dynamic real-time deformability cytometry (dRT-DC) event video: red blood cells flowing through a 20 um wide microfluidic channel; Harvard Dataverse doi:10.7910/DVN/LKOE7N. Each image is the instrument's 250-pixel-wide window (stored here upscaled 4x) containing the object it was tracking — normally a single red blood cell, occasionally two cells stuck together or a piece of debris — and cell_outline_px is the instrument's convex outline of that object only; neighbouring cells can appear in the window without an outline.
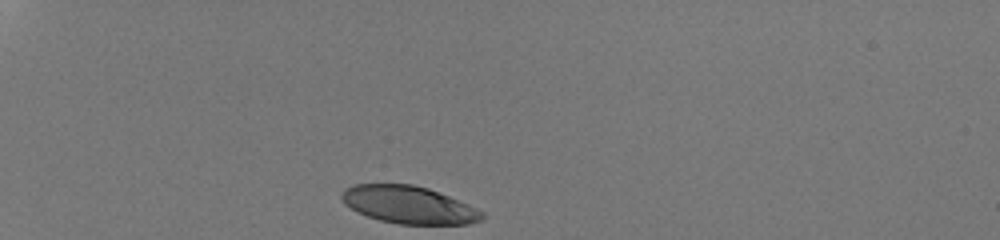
{"species": "human", "species_latin": "Homo sapiens", "temperature_condition": "room temperature", "stored_images_in_passage": 31, "camera_frame_rate_fps": 3000, "um_per_image_px": 0.085, "donor": {"sex": "male"}, "frame": {"image": 1, "passage_image": 1, "time_ms": 0.0, "image_size_px": [1000, 240], "cell_outline_px": [[484, 216], [480, 220], [468, 224], [396, 224], [380, 220], [356, 212], [344, 204], [340, 196], [344, 188], [356, 184], [412, 184], [428, 188], [448, 196], [476, 208], [484, 212]], "centroid_in_image_um": [34.7, 17.41], "position_along_channel_um": 50.3, "area_um2": 30.63}}
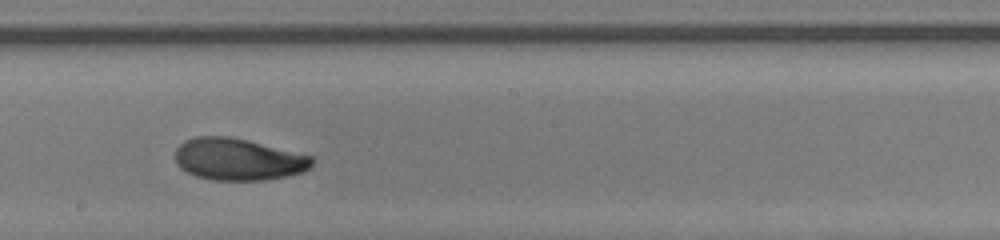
{"frame": {"image": 2, "passage_image": 18, "time_ms": 5.667, "image_size_px": [1000, 240], "cell_outline_px": [[312, 164], [304, 172], [264, 180], [212, 180], [196, 176], [180, 168], [176, 164], [176, 148], [184, 140], [196, 136], [228, 136], [248, 140], [312, 156]], "centroid_in_image_um": [20.21, 13.53], "position_along_channel_um": 228.0, "area_um2": 33.35}}
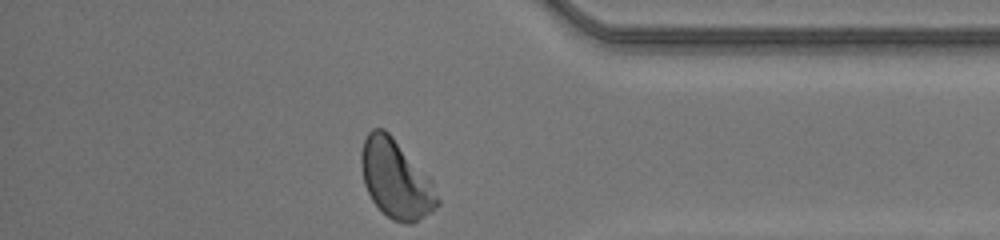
{"frame": {"image": 3, "passage_image": 31, "time_ms": 10.0, "image_size_px": [1000, 240], "cell_outline_px": [[440, 204], [432, 212], [412, 224], [408, 224], [392, 220], [372, 200], [364, 184], [360, 164], [360, 152], [364, 140], [368, 132], [372, 128], [384, 128], [392, 136], [432, 180], [440, 200]], "centroid_in_image_um": [33.65, 15.22], "position_along_channel_um": 401.5, "area_um2": 34.85}, "authors_computed_cell_mechanics": {"area_um2": 33.4084, "velocity_mm_per_s": 4.2082, "shape_relaxation_time_tau1_ms": 2.8682, "shape_relaxation_time_tau2_ms": 1.3292, "deformation_change_tau1": 0.1629, "deformation_change_tau2": 0.063}}